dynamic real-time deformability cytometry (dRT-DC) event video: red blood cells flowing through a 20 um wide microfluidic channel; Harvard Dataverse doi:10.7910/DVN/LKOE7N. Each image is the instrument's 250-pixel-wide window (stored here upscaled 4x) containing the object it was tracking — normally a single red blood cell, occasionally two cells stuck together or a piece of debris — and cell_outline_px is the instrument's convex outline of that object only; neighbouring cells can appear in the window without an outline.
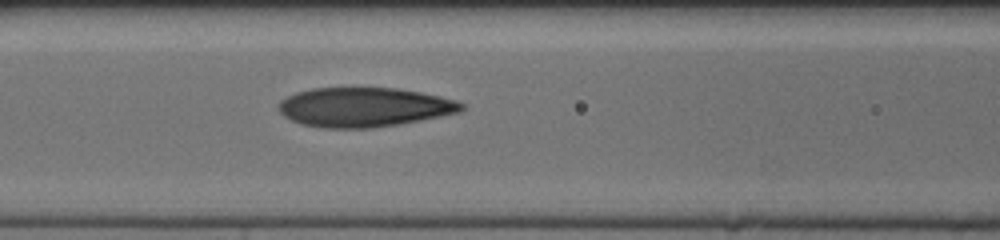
{"species": "human", "species_latin": "Homo sapiens", "temperature_condition": "cold", "stored_images_in_passage": 41, "camera_frame_rate_fps": 3000, "um_per_image_px": 0.085, "donor": {"sex": "female"}, "frame": {"image": 1, "passage_image": 19, "time_ms": 6.0, "image_size_px": [1000, 240], "cell_outline_px": [[464, 108], [460, 112], [440, 116], [396, 124], [368, 128], [324, 128], [304, 124], [292, 120], [284, 116], [280, 112], [280, 100], [296, 92], [312, 88], [396, 88], [420, 92], [440, 96], [456, 100], [464, 104]], "centroid_in_image_um": [30.95, 9.1], "position_along_channel_um": 135.6, "area_um2": 41.56}}
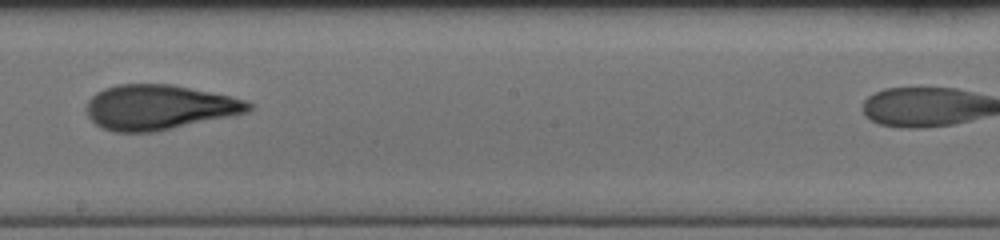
{"frame": {"image": 2, "passage_image": 27, "time_ms": 8.667, "image_size_px": [1000, 240], "cell_outline_px": [[252, 108], [248, 112], [156, 132], [112, 132], [100, 128], [88, 116], [88, 100], [96, 92], [104, 88], [116, 84], [172, 84], [228, 96], [244, 100], [252, 104]], "centroid_in_image_um": [13.48, 9.12], "position_along_channel_um": 234.7, "area_um2": 42.25}}
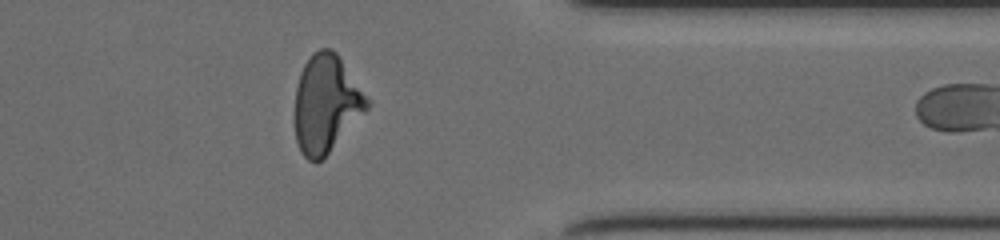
{"frame": {"image": 3, "passage_image": 40, "time_ms": 13.0, "image_size_px": [1000, 240], "cell_outline_px": [[372, 104], [328, 152], [316, 164], [308, 160], [300, 152], [296, 140], [296, 88], [300, 72], [304, 64], [312, 52], [320, 48], [328, 48], [336, 52]], "centroid_in_image_um": [27.71, 8.81], "position_along_channel_um": 383.7, "area_um2": 40.52}}